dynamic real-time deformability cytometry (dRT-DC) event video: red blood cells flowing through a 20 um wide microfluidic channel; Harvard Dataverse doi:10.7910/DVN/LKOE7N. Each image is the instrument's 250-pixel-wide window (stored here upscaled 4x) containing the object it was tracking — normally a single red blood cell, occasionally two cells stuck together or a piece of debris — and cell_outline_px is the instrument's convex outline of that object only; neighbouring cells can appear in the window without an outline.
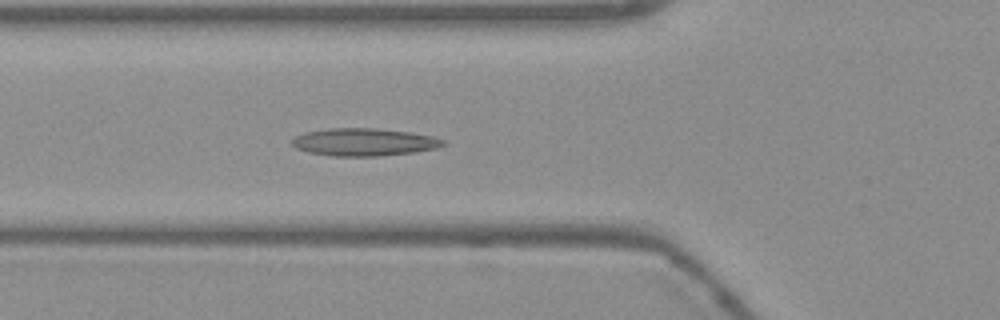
{"species": "Egyptian fruit bat (a non-hibernating species)", "species_latin": "Rousettus aegyptiacus", "temperature_condition": "warm", "stored_images_in_passage": 54, "camera_frame_rate_fps": 3000, "um_per_image_px": 0.085, "frame": {"image": 1, "passage_image": 19, "time_ms": 6.0, "image_size_px": [1000, 320], "cell_outline_px": [[448, 144], [436, 148], [416, 152], [376, 156], [332, 156], [308, 152], [296, 148], [292, 144], [292, 140], [296, 136], [304, 132], [328, 128], [376, 128], [412, 132], [432, 136], [444, 140]], "centroid_in_image_um": [30.96, 12.07], "position_along_channel_um": 94.8, "area_um2": 24.45}}
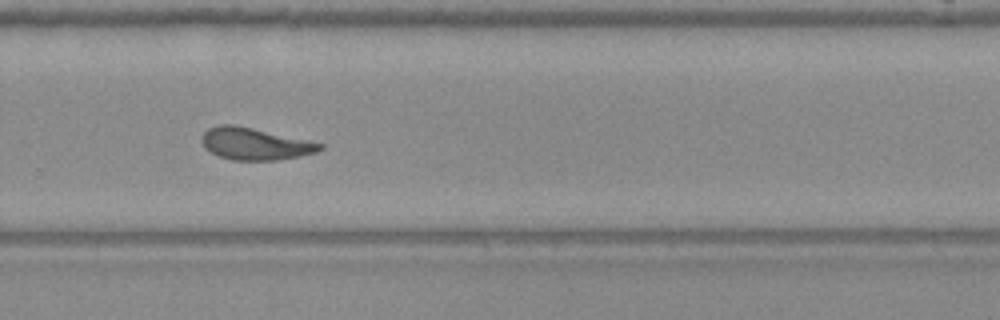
{"frame": {"image": 2, "passage_image": 36, "time_ms": 11.667, "image_size_px": [1000, 320], "cell_outline_px": [[324, 148], [316, 152], [300, 156], [276, 160], [232, 160], [220, 156], [204, 148], [204, 132], [208, 128], [220, 124], [232, 124], [252, 128], [324, 144]], "centroid_in_image_um": [21.68, 12.23], "position_along_channel_um": 308.1, "area_um2": 21.62}}
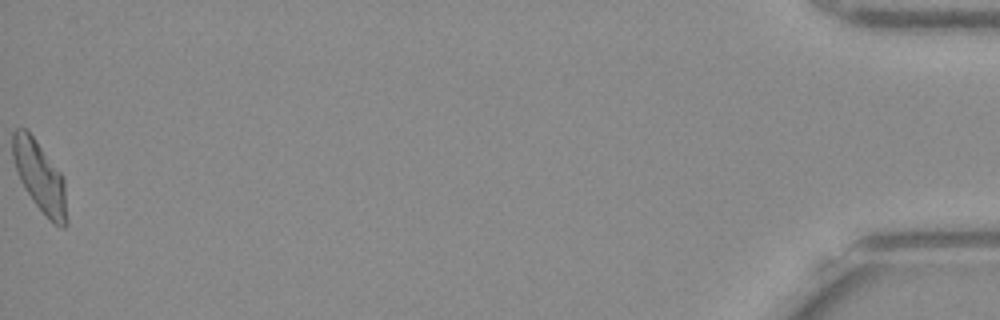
{"frame": {"image": 3, "passage_image": 54, "time_ms": 17.667, "image_size_px": [1000, 320], "cell_outline_px": [[68, 224], [64, 228], [60, 228], [32, 200], [24, 188], [20, 180], [12, 156], [12, 132], [16, 128], [28, 128], [64, 176], [68, 220]], "centroid_in_image_um": [3.4, 14.97], "position_along_channel_um": 431.8, "area_um2": 22.54}, "authors_computed_cell_mechanics": {"area_um2": 22.4553, "velocity_mm_per_s": 3.7604, "shape_relaxation_time_tau1_ms": null, "shape_relaxation_time_tau2_ms": 3.6882, "deformation_change_tau1": null, "deformation_change_tau2": 0.1107}}